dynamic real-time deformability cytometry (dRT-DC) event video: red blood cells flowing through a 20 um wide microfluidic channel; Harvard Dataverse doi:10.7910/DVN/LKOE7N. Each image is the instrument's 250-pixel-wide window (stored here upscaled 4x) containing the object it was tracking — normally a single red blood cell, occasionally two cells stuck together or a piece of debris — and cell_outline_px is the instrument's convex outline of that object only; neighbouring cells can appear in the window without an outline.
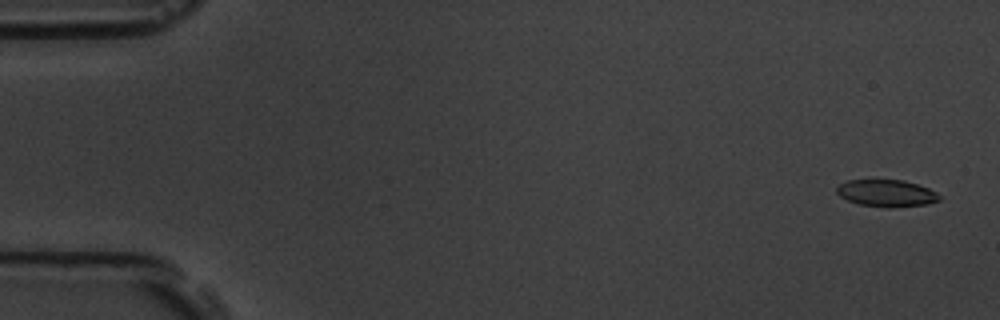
{"species": "common noctule bat (a hibernating species)", "species_latin": "Nyctalus noctula", "temperature_condition": "room temperature", "stored_images_in_passage": 56, "camera_frame_rate_fps": 3000, "um_per_image_px": 0.085, "animal": {"sex": "male", "body_mass_g": 19.5, "forearm_length_mm": 54.6}, "frame": {"image": 1, "passage_image": 2, "time_ms": 0.333, "image_size_px": [1000, 320], "cell_outline_px": [[940, 200], [928, 204], [892, 208], [888, 208], [860, 204], [848, 200], [840, 196], [836, 192], [836, 188], [840, 184], [848, 180], [904, 180], [928, 188], [936, 192], [940, 196]], "centroid_in_image_um": [75.37, 16.43], "position_along_channel_um": 9.6, "area_um2": 16.13}}
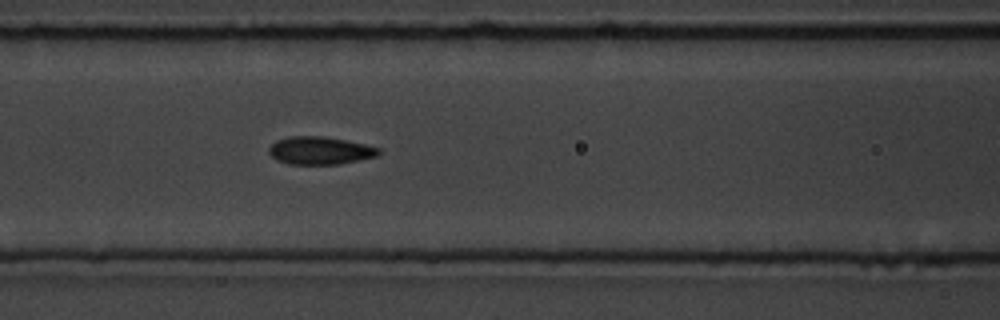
{"frame": {"image": 2, "passage_image": 24, "time_ms": 7.667, "image_size_px": [1000, 320], "cell_outline_px": [[380, 152], [376, 156], [340, 164], [288, 164], [276, 160], [268, 152], [268, 148], [276, 140], [288, 136], [324, 136], [364, 144], [380, 148]], "centroid_in_image_um": [27.16, 12.79], "position_along_channel_um": 139.4, "area_um2": 17.74}}
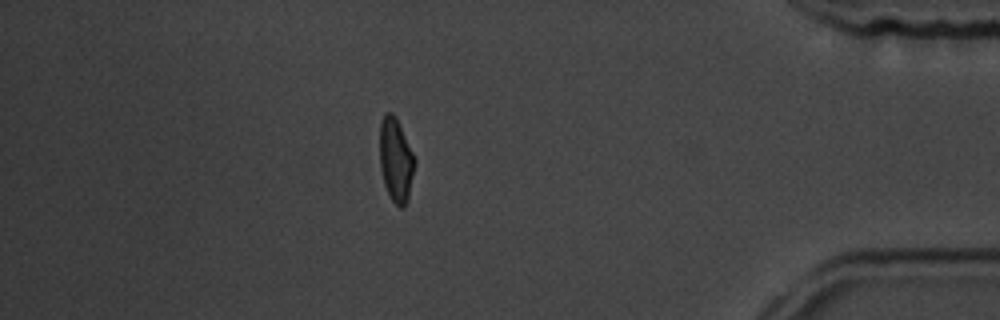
{"frame": {"image": 3, "passage_image": 49, "time_ms": 16.0, "image_size_px": [1000, 320], "cell_outline_px": [[416, 160], [408, 200], [404, 208], [400, 208], [392, 200], [384, 184], [380, 168], [380, 120], [384, 112], [392, 112], [396, 116]], "centroid_in_image_um": [33.64, 13.58], "position_along_channel_um": 401.6, "area_um2": 17.22}, "authors_computed_cell_mechanics": {"area_um2": 17.2822, "velocity_mm_per_s": 3.6465, "shape_relaxation_time_tau1_ms": 2.9929, "shape_relaxation_time_tau2_ms": 1.6605, "deformation_change_tau1": 0.1267, "deformation_change_tau2": 0.0776}}